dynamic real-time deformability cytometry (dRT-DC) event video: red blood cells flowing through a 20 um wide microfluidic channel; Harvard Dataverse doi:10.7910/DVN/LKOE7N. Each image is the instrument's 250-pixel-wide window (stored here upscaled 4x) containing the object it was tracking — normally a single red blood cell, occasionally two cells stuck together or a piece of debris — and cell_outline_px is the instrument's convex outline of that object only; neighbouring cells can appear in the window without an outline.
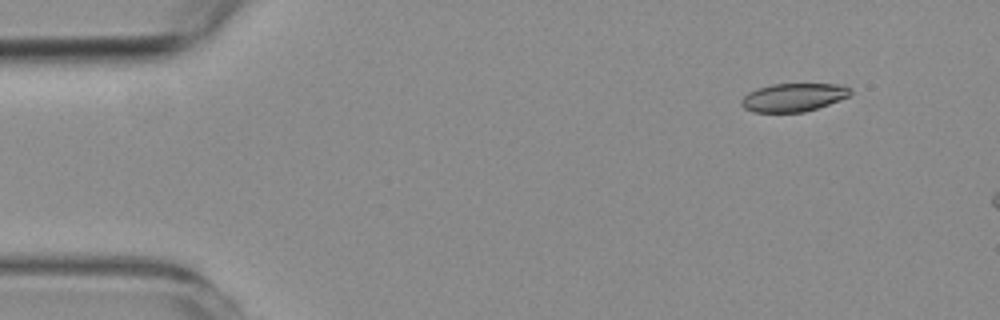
{"species": "common noctule bat (a hibernating species)", "species_latin": "Nyctalus noctula", "temperature_condition": "room temperature", "stored_images_in_passage": 7, "camera_frame_rate_fps": 3000, "um_per_image_px": 0.085, "animal": {"sex": "female", "body_mass_g": 19.3, "forearm_length_mm": 54.1}, "frame": {"image": 1, "passage_image": 1, "time_ms": 0.0, "image_size_px": [1000, 320], "cell_outline_px": [[852, 92], [848, 96], [828, 104], [804, 112], [752, 112], [744, 108], [740, 104], [740, 100], [748, 92], [756, 88], [772, 84], [840, 84], [852, 88]], "centroid_in_image_um": [67.41, 8.27], "position_along_channel_um": 17.6, "area_um2": 17.98}}